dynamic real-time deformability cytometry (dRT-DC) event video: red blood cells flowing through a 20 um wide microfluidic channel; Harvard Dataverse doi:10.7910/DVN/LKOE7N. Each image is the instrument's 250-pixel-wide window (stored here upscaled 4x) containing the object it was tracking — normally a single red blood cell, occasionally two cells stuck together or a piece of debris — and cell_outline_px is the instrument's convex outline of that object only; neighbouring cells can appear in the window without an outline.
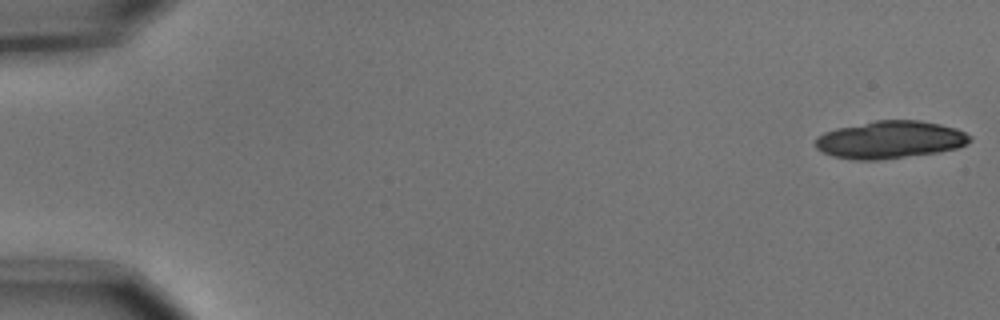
{"species": "common noctule bat (a hibernating species)", "species_latin": "Nyctalus noctula", "temperature_condition": "cold", "stored_images_in_passage": 6, "camera_frame_rate_fps": 3000, "um_per_image_px": 0.085, "animal": {"sex": "male", "body_mass_g": 15.6}, "frame": {"image": 1, "passage_image": 1, "time_ms": 0.0, "image_size_px": [1000, 320], "cell_outline_px": [[972, 140], [956, 148], [940, 152], [876, 160], [856, 160], [832, 156], [816, 148], [816, 136], [824, 132], [836, 128], [876, 120], [920, 120], [940, 124], [956, 128], [972, 136]], "centroid_in_image_um": [75.65, 11.87], "position_along_channel_um": 9.3, "area_um2": 33.76}}